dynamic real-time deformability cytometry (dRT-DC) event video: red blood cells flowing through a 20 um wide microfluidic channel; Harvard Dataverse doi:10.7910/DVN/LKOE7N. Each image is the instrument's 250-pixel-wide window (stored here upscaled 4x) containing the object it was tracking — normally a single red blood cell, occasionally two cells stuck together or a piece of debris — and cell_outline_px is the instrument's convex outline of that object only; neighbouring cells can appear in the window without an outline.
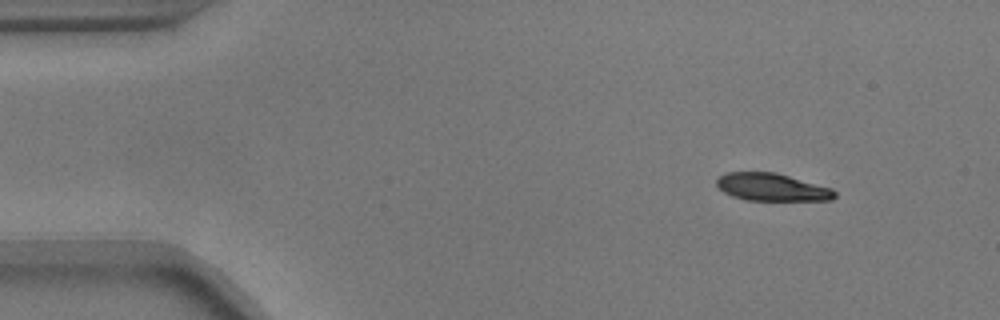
{"species": "common noctule bat (a hibernating species)", "species_latin": "Nyctalus noctula", "temperature_condition": "warm", "stored_images_in_passage": 53, "camera_frame_rate_fps": 3000, "um_per_image_px": 0.085, "animal": {"sex": "male", "body_mass_g": 17.9}, "frame": {"image": 1, "passage_image": 5, "time_ms": 1.333, "image_size_px": [1000, 320], "cell_outline_px": [[836, 196], [832, 200], [744, 200], [732, 196], [724, 192], [716, 184], [716, 180], [724, 172], [776, 172], [832, 188], [836, 192]], "centroid_in_image_um": [65.61, 15.9], "position_along_channel_um": 19.4, "area_um2": 19.02}}
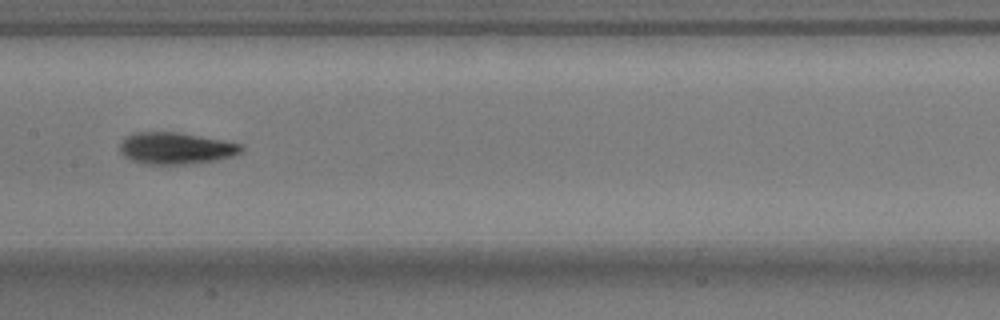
{"frame": {"image": 2, "passage_image": 26, "time_ms": 8.333, "image_size_px": [1000, 320], "cell_outline_px": [[244, 148], [240, 152], [232, 156], [216, 160], [192, 164], [140, 164], [124, 156], [120, 152], [120, 140], [124, 136], [132, 132], [176, 132], [224, 140], [240, 144]], "centroid_in_image_um": [14.89, 12.6], "position_along_channel_um": 192.5, "area_um2": 22.66}}
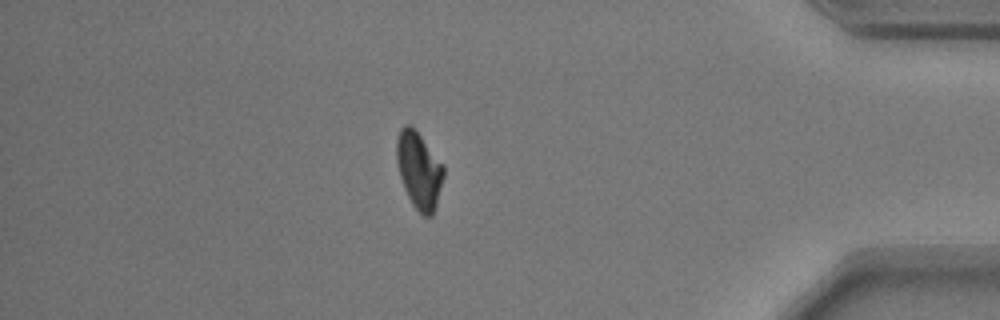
{"frame": {"image": 3, "passage_image": 46, "time_ms": 15.0, "image_size_px": [1000, 320], "cell_outline_px": [[444, 176], [436, 208], [432, 216], [424, 216], [412, 204], [404, 188], [400, 176], [396, 160], [396, 140], [400, 128], [404, 124], [412, 124], [444, 164]], "centroid_in_image_um": [35.62, 14.43], "position_along_channel_um": 399.6, "area_um2": 21.39}, "authors_computed_cell_mechanics": {"area_um2": 21.5016, "velocity_mm_per_s": 3.6878, "shape_relaxation_time_tau1_ms": 3.3731, "shape_relaxation_time_tau2_ms": 1.8372, "deformation_change_tau1": 0.1416, "deformation_change_tau2": 0.0602}}